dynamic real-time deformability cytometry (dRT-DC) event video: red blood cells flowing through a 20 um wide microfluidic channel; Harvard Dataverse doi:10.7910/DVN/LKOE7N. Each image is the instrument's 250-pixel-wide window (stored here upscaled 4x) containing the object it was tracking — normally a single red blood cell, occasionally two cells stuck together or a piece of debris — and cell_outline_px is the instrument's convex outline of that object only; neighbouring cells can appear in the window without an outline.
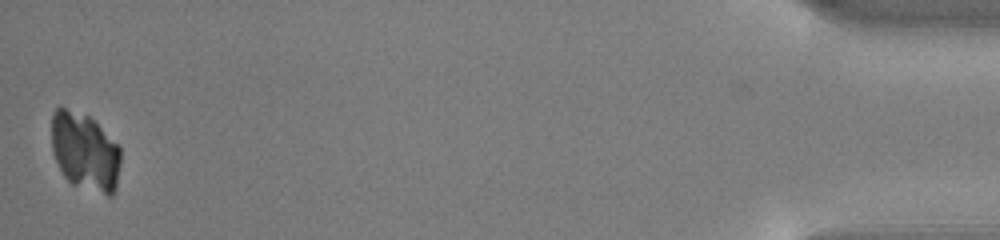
{"species": "common noctule bat (a hibernating species)", "species_latin": "Nyctalus noctula", "temperature_condition": "cold", "stored_images_in_passage": 42, "camera_frame_rate_fps": 3000, "um_per_image_px": 0.085, "animal": {"sex": "male", "body_mass_g": 13.0, "forearm_length_mm": 53.1}, "frame": {"image": 1, "passage_image": 42, "time_ms": 13.667, "image_size_px": [1000, 240], "cell_outline_px": [[120, 164], [116, 188], [112, 196], [108, 196], [72, 184], [64, 176], [52, 152], [52, 112], [56, 108], [64, 108], [88, 116], [120, 148]], "centroid_in_image_um": [7.21, 12.93], "position_along_channel_um": 428.0, "area_um2": 30.98}}